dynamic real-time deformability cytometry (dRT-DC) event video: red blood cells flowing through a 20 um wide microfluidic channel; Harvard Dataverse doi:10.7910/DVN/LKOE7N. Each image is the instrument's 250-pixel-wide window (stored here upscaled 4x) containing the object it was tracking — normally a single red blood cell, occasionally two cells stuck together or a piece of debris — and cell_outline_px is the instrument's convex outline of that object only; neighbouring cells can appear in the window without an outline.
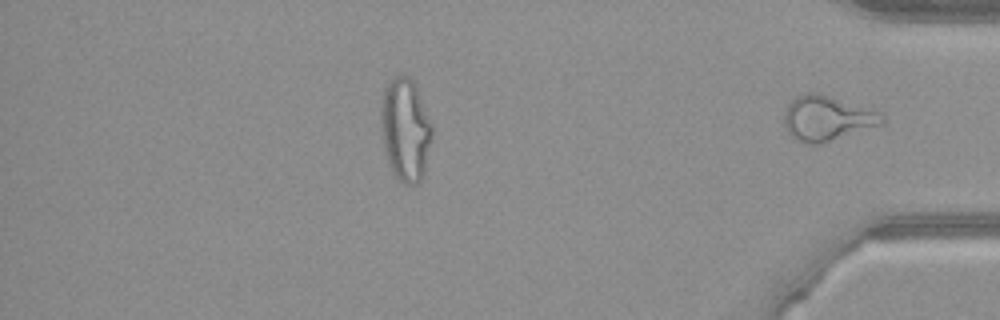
{"species": "common noctule bat (a hibernating species)", "species_latin": "Nyctalus noctula", "temperature_condition": "warm", "stored_images_in_passage": 30, "segment_of_instrument_passage": [2, 2], "camera_frame_rate_fps": 3000, "um_per_image_px": 0.085, "animal": {"sex": "female", "body_mass_g": 21.9}, "frame": {"image": 1, "passage_image": 30, "time_ms": 9.667, "image_size_px": [1000, 320], "cell_outline_px": [[884, 120], [880, 124], [820, 144], [808, 144], [792, 140], [784, 128], [784, 112], [788, 104], [796, 96], [804, 92], [820, 92], [880, 112], [884, 116]], "centroid_in_image_um": [70.21, 10.04], "position_along_channel_um": 365.0, "area_um2": 25.78}}